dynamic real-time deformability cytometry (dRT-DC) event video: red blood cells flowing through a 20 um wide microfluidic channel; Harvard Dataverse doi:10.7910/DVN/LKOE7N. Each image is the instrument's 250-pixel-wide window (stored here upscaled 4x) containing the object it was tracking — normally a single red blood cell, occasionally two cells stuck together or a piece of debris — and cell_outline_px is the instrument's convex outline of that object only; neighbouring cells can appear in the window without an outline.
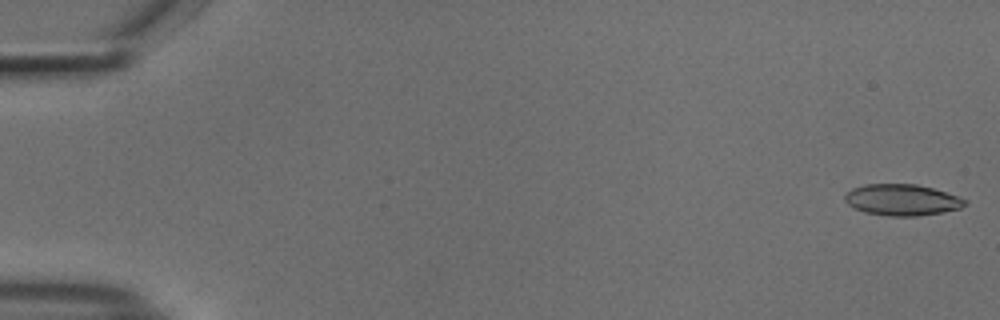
{"species": "common noctule bat (a hibernating species)", "species_latin": "Nyctalus noctula", "temperature_condition": "cold", "stored_images_in_passage": 14, "camera_frame_rate_fps": 3000, "um_per_image_px": 0.085, "animal": {"sex": "male", "body_mass_g": 18.8}, "frame": {"image": 1, "passage_image": 1, "time_ms": 0.0, "image_size_px": [1000, 320], "cell_outline_px": [[968, 204], [960, 208], [920, 216], [888, 216], [864, 212], [848, 204], [844, 200], [844, 196], [852, 188], [864, 184], [916, 184], [932, 188], [968, 200]], "centroid_in_image_um": [76.66, 16.99], "position_along_channel_um": 8.3, "area_um2": 21.79}}